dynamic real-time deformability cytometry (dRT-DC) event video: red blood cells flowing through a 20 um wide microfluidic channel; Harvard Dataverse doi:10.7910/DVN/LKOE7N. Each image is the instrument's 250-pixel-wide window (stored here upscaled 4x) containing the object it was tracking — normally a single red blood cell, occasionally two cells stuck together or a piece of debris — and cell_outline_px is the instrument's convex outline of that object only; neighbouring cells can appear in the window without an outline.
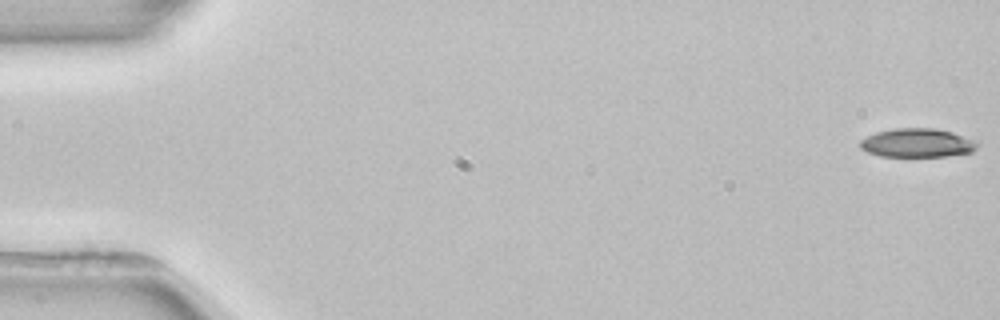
{"species": "common noctule bat (a hibernating species)", "species_latin": "Nyctalus noctula", "temperature_condition": "room temperature", "stored_images_in_passage": 4, "camera_frame_rate_fps": 3000, "um_per_image_px": 0.085, "animal": {"sex": "female", "body_mass_g": 22.7, "forearm_length_mm": 54.2}, "frame": {"image": 1, "passage_image": 1, "time_ms": 0.0, "image_size_px": [1000, 320], "cell_outline_px": [[980, 140], [976, 148], [972, 152], [948, 156], [880, 156], [868, 152], [860, 148], [860, 140], [876, 132], [896, 128], [936, 128], [952, 132]], "centroid_in_image_um": [78.02, 12.14], "position_along_channel_um": 7.0, "area_um2": 19.83}}
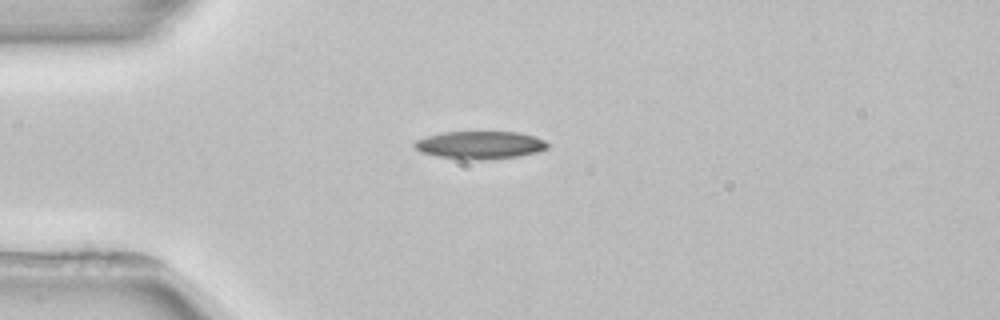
{"frame": {"image": 2, "passage_image": 4, "time_ms": 4.333, "image_size_px": [1000, 320], "cell_outline_px": [[548, 148], [540, 152], [520, 156], [480, 160], [464, 160], [436, 156], [420, 152], [412, 144], [416, 140], [428, 136], [444, 132], [516, 132], [536, 136], [544, 140], [548, 144]], "centroid_in_image_um": [40.82, 12.34], "position_along_channel_um": 44.2, "area_um2": 21.73}}